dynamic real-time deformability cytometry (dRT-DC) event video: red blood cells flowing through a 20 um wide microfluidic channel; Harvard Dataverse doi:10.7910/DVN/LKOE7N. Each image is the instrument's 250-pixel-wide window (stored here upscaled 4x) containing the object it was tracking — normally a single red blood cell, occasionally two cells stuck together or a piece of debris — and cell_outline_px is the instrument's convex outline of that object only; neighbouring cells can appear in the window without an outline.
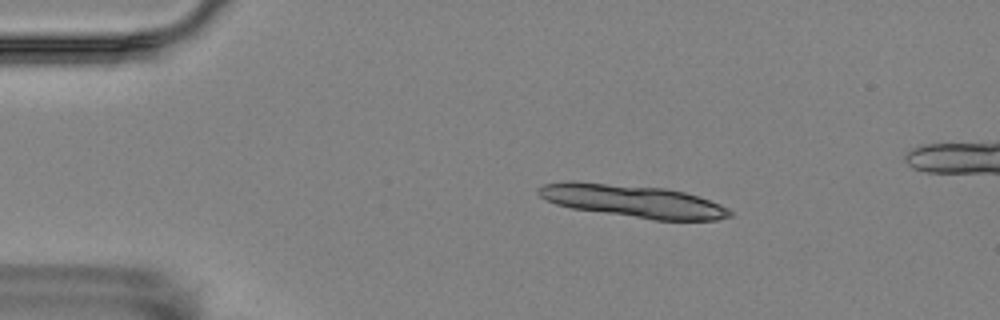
{"species": "Egyptian fruit bat (a non-hibernating species)", "species_latin": "Rousettus aegyptiacus", "temperature_condition": "room temperature", "stored_images_in_passage": 5, "camera_frame_rate_fps": 3000, "um_per_image_px": 0.085, "animal": {"sex": "female"}, "frame": {"image": 1, "passage_image": 2, "time_ms": 1.333, "image_size_px": [1000, 320], "cell_outline_px": [[732, 216], [716, 220], [652, 220], [572, 208], [556, 204], [540, 196], [536, 192], [536, 188], [544, 184], [572, 180], [664, 188], [684, 192], [720, 204], [728, 208], [732, 212]], "centroid_in_image_um": [53.77, 17.09], "position_along_channel_um": 31.2, "area_um2": 36.36}}